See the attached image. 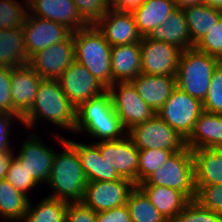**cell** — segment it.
Instances as JSON below:
<instances>
[{
	"label": "cell",
	"mask_w": 222,
	"mask_h": 222,
	"mask_svg": "<svg viewBox=\"0 0 222 222\" xmlns=\"http://www.w3.org/2000/svg\"><path fill=\"white\" fill-rule=\"evenodd\" d=\"M82 20L95 25L109 10L108 0H72Z\"/></svg>",
	"instance_id": "obj_36"
},
{
	"label": "cell",
	"mask_w": 222,
	"mask_h": 222,
	"mask_svg": "<svg viewBox=\"0 0 222 222\" xmlns=\"http://www.w3.org/2000/svg\"><path fill=\"white\" fill-rule=\"evenodd\" d=\"M221 62L220 59L195 48L183 50L176 74V86L203 102L213 72Z\"/></svg>",
	"instance_id": "obj_5"
},
{
	"label": "cell",
	"mask_w": 222,
	"mask_h": 222,
	"mask_svg": "<svg viewBox=\"0 0 222 222\" xmlns=\"http://www.w3.org/2000/svg\"><path fill=\"white\" fill-rule=\"evenodd\" d=\"M215 149H217L220 153H222V143L218 147H216Z\"/></svg>",
	"instance_id": "obj_49"
},
{
	"label": "cell",
	"mask_w": 222,
	"mask_h": 222,
	"mask_svg": "<svg viewBox=\"0 0 222 222\" xmlns=\"http://www.w3.org/2000/svg\"><path fill=\"white\" fill-rule=\"evenodd\" d=\"M141 73L148 75L176 76L182 50L177 46L150 40L140 41Z\"/></svg>",
	"instance_id": "obj_10"
},
{
	"label": "cell",
	"mask_w": 222,
	"mask_h": 222,
	"mask_svg": "<svg viewBox=\"0 0 222 222\" xmlns=\"http://www.w3.org/2000/svg\"><path fill=\"white\" fill-rule=\"evenodd\" d=\"M194 48L222 61V18L194 45Z\"/></svg>",
	"instance_id": "obj_38"
},
{
	"label": "cell",
	"mask_w": 222,
	"mask_h": 222,
	"mask_svg": "<svg viewBox=\"0 0 222 222\" xmlns=\"http://www.w3.org/2000/svg\"><path fill=\"white\" fill-rule=\"evenodd\" d=\"M165 186L182 192L189 200L196 197L194 157L188 147L174 152L163 165L137 186Z\"/></svg>",
	"instance_id": "obj_6"
},
{
	"label": "cell",
	"mask_w": 222,
	"mask_h": 222,
	"mask_svg": "<svg viewBox=\"0 0 222 222\" xmlns=\"http://www.w3.org/2000/svg\"><path fill=\"white\" fill-rule=\"evenodd\" d=\"M22 29L28 58L38 51L66 40L72 34V31L62 24L28 13Z\"/></svg>",
	"instance_id": "obj_15"
},
{
	"label": "cell",
	"mask_w": 222,
	"mask_h": 222,
	"mask_svg": "<svg viewBox=\"0 0 222 222\" xmlns=\"http://www.w3.org/2000/svg\"><path fill=\"white\" fill-rule=\"evenodd\" d=\"M29 197L15 189L6 179L0 180V216L6 220H23Z\"/></svg>",
	"instance_id": "obj_30"
},
{
	"label": "cell",
	"mask_w": 222,
	"mask_h": 222,
	"mask_svg": "<svg viewBox=\"0 0 222 222\" xmlns=\"http://www.w3.org/2000/svg\"><path fill=\"white\" fill-rule=\"evenodd\" d=\"M126 205L131 222H168L138 186L130 191Z\"/></svg>",
	"instance_id": "obj_31"
},
{
	"label": "cell",
	"mask_w": 222,
	"mask_h": 222,
	"mask_svg": "<svg viewBox=\"0 0 222 222\" xmlns=\"http://www.w3.org/2000/svg\"><path fill=\"white\" fill-rule=\"evenodd\" d=\"M42 77L28 64L12 68L11 97L14 108L24 116L33 106Z\"/></svg>",
	"instance_id": "obj_19"
},
{
	"label": "cell",
	"mask_w": 222,
	"mask_h": 222,
	"mask_svg": "<svg viewBox=\"0 0 222 222\" xmlns=\"http://www.w3.org/2000/svg\"><path fill=\"white\" fill-rule=\"evenodd\" d=\"M197 200L206 209L222 215V184L195 185Z\"/></svg>",
	"instance_id": "obj_39"
},
{
	"label": "cell",
	"mask_w": 222,
	"mask_h": 222,
	"mask_svg": "<svg viewBox=\"0 0 222 222\" xmlns=\"http://www.w3.org/2000/svg\"><path fill=\"white\" fill-rule=\"evenodd\" d=\"M174 152L177 151L163 149L139 150L138 184L160 168Z\"/></svg>",
	"instance_id": "obj_33"
},
{
	"label": "cell",
	"mask_w": 222,
	"mask_h": 222,
	"mask_svg": "<svg viewBox=\"0 0 222 222\" xmlns=\"http://www.w3.org/2000/svg\"><path fill=\"white\" fill-rule=\"evenodd\" d=\"M171 222H222V215L206 209L193 199Z\"/></svg>",
	"instance_id": "obj_35"
},
{
	"label": "cell",
	"mask_w": 222,
	"mask_h": 222,
	"mask_svg": "<svg viewBox=\"0 0 222 222\" xmlns=\"http://www.w3.org/2000/svg\"><path fill=\"white\" fill-rule=\"evenodd\" d=\"M95 26L111 46L135 44L142 40L132 13L110 9Z\"/></svg>",
	"instance_id": "obj_16"
},
{
	"label": "cell",
	"mask_w": 222,
	"mask_h": 222,
	"mask_svg": "<svg viewBox=\"0 0 222 222\" xmlns=\"http://www.w3.org/2000/svg\"><path fill=\"white\" fill-rule=\"evenodd\" d=\"M146 37L175 45L182 51L194 48L183 8L174 10L163 24L155 27Z\"/></svg>",
	"instance_id": "obj_24"
},
{
	"label": "cell",
	"mask_w": 222,
	"mask_h": 222,
	"mask_svg": "<svg viewBox=\"0 0 222 222\" xmlns=\"http://www.w3.org/2000/svg\"><path fill=\"white\" fill-rule=\"evenodd\" d=\"M138 150L163 149L181 151L186 139L170 127L157 114L145 122L135 125L126 133Z\"/></svg>",
	"instance_id": "obj_7"
},
{
	"label": "cell",
	"mask_w": 222,
	"mask_h": 222,
	"mask_svg": "<svg viewBox=\"0 0 222 222\" xmlns=\"http://www.w3.org/2000/svg\"><path fill=\"white\" fill-rule=\"evenodd\" d=\"M17 118V119H16ZM18 120L17 116L14 115H4L0 113V154L7 153L11 151V147H9V139L8 136L11 133L10 123L11 120Z\"/></svg>",
	"instance_id": "obj_44"
},
{
	"label": "cell",
	"mask_w": 222,
	"mask_h": 222,
	"mask_svg": "<svg viewBox=\"0 0 222 222\" xmlns=\"http://www.w3.org/2000/svg\"><path fill=\"white\" fill-rule=\"evenodd\" d=\"M131 83L140 98L155 112L164 105L176 87V76L140 73Z\"/></svg>",
	"instance_id": "obj_20"
},
{
	"label": "cell",
	"mask_w": 222,
	"mask_h": 222,
	"mask_svg": "<svg viewBox=\"0 0 222 222\" xmlns=\"http://www.w3.org/2000/svg\"><path fill=\"white\" fill-rule=\"evenodd\" d=\"M70 103L77 109L81 104L101 95L107 88L76 60L57 79Z\"/></svg>",
	"instance_id": "obj_13"
},
{
	"label": "cell",
	"mask_w": 222,
	"mask_h": 222,
	"mask_svg": "<svg viewBox=\"0 0 222 222\" xmlns=\"http://www.w3.org/2000/svg\"><path fill=\"white\" fill-rule=\"evenodd\" d=\"M143 1L145 0H108V4L110 9L133 13L141 7Z\"/></svg>",
	"instance_id": "obj_45"
},
{
	"label": "cell",
	"mask_w": 222,
	"mask_h": 222,
	"mask_svg": "<svg viewBox=\"0 0 222 222\" xmlns=\"http://www.w3.org/2000/svg\"><path fill=\"white\" fill-rule=\"evenodd\" d=\"M106 161L125 179L138 185L139 150L126 135L119 140L98 141L95 143Z\"/></svg>",
	"instance_id": "obj_14"
},
{
	"label": "cell",
	"mask_w": 222,
	"mask_h": 222,
	"mask_svg": "<svg viewBox=\"0 0 222 222\" xmlns=\"http://www.w3.org/2000/svg\"><path fill=\"white\" fill-rule=\"evenodd\" d=\"M193 46L222 18V11L204 3L183 8Z\"/></svg>",
	"instance_id": "obj_29"
},
{
	"label": "cell",
	"mask_w": 222,
	"mask_h": 222,
	"mask_svg": "<svg viewBox=\"0 0 222 222\" xmlns=\"http://www.w3.org/2000/svg\"><path fill=\"white\" fill-rule=\"evenodd\" d=\"M195 185L222 184V153L215 148L192 151Z\"/></svg>",
	"instance_id": "obj_26"
},
{
	"label": "cell",
	"mask_w": 222,
	"mask_h": 222,
	"mask_svg": "<svg viewBox=\"0 0 222 222\" xmlns=\"http://www.w3.org/2000/svg\"><path fill=\"white\" fill-rule=\"evenodd\" d=\"M202 112L203 103L176 86L156 114L187 139Z\"/></svg>",
	"instance_id": "obj_8"
},
{
	"label": "cell",
	"mask_w": 222,
	"mask_h": 222,
	"mask_svg": "<svg viewBox=\"0 0 222 222\" xmlns=\"http://www.w3.org/2000/svg\"><path fill=\"white\" fill-rule=\"evenodd\" d=\"M138 187L168 222H171L190 201L182 192L169 187L157 185Z\"/></svg>",
	"instance_id": "obj_27"
},
{
	"label": "cell",
	"mask_w": 222,
	"mask_h": 222,
	"mask_svg": "<svg viewBox=\"0 0 222 222\" xmlns=\"http://www.w3.org/2000/svg\"><path fill=\"white\" fill-rule=\"evenodd\" d=\"M111 72L112 84L136 78L141 73L140 43L112 46Z\"/></svg>",
	"instance_id": "obj_22"
},
{
	"label": "cell",
	"mask_w": 222,
	"mask_h": 222,
	"mask_svg": "<svg viewBox=\"0 0 222 222\" xmlns=\"http://www.w3.org/2000/svg\"><path fill=\"white\" fill-rule=\"evenodd\" d=\"M135 184L121 178L115 181L87 182L82 203L96 213L126 205L130 191Z\"/></svg>",
	"instance_id": "obj_11"
},
{
	"label": "cell",
	"mask_w": 222,
	"mask_h": 222,
	"mask_svg": "<svg viewBox=\"0 0 222 222\" xmlns=\"http://www.w3.org/2000/svg\"><path fill=\"white\" fill-rule=\"evenodd\" d=\"M202 103L203 111L222 114V62L213 72L209 90Z\"/></svg>",
	"instance_id": "obj_37"
},
{
	"label": "cell",
	"mask_w": 222,
	"mask_h": 222,
	"mask_svg": "<svg viewBox=\"0 0 222 222\" xmlns=\"http://www.w3.org/2000/svg\"><path fill=\"white\" fill-rule=\"evenodd\" d=\"M116 86L118 91H116ZM107 90L110 92L115 113L127 131L135 125L151 119L156 114L140 98L131 82L113 83Z\"/></svg>",
	"instance_id": "obj_9"
},
{
	"label": "cell",
	"mask_w": 222,
	"mask_h": 222,
	"mask_svg": "<svg viewBox=\"0 0 222 222\" xmlns=\"http://www.w3.org/2000/svg\"><path fill=\"white\" fill-rule=\"evenodd\" d=\"M11 75L12 68L0 67V113L4 115H14L21 120L23 116L14 108L12 102Z\"/></svg>",
	"instance_id": "obj_41"
},
{
	"label": "cell",
	"mask_w": 222,
	"mask_h": 222,
	"mask_svg": "<svg viewBox=\"0 0 222 222\" xmlns=\"http://www.w3.org/2000/svg\"><path fill=\"white\" fill-rule=\"evenodd\" d=\"M32 16L52 20L76 32L88 25L80 17L72 0H25Z\"/></svg>",
	"instance_id": "obj_18"
},
{
	"label": "cell",
	"mask_w": 222,
	"mask_h": 222,
	"mask_svg": "<svg viewBox=\"0 0 222 222\" xmlns=\"http://www.w3.org/2000/svg\"><path fill=\"white\" fill-rule=\"evenodd\" d=\"M75 60L107 89L112 85L111 49L95 25L73 32Z\"/></svg>",
	"instance_id": "obj_4"
},
{
	"label": "cell",
	"mask_w": 222,
	"mask_h": 222,
	"mask_svg": "<svg viewBox=\"0 0 222 222\" xmlns=\"http://www.w3.org/2000/svg\"><path fill=\"white\" fill-rule=\"evenodd\" d=\"M15 189L19 190L23 194L31 188L37 186V182L28 174L24 167H22L20 161L13 156L9 170L5 178Z\"/></svg>",
	"instance_id": "obj_40"
},
{
	"label": "cell",
	"mask_w": 222,
	"mask_h": 222,
	"mask_svg": "<svg viewBox=\"0 0 222 222\" xmlns=\"http://www.w3.org/2000/svg\"><path fill=\"white\" fill-rule=\"evenodd\" d=\"M44 119L74 131L76 124V108L70 103L62 91L57 79H42L31 109L22 117L25 127H34L38 119Z\"/></svg>",
	"instance_id": "obj_2"
},
{
	"label": "cell",
	"mask_w": 222,
	"mask_h": 222,
	"mask_svg": "<svg viewBox=\"0 0 222 222\" xmlns=\"http://www.w3.org/2000/svg\"><path fill=\"white\" fill-rule=\"evenodd\" d=\"M176 9V3L173 0H145L132 15L139 33L144 37L155 27L163 24Z\"/></svg>",
	"instance_id": "obj_25"
},
{
	"label": "cell",
	"mask_w": 222,
	"mask_h": 222,
	"mask_svg": "<svg viewBox=\"0 0 222 222\" xmlns=\"http://www.w3.org/2000/svg\"><path fill=\"white\" fill-rule=\"evenodd\" d=\"M28 63L23 29H0V67L14 68Z\"/></svg>",
	"instance_id": "obj_28"
},
{
	"label": "cell",
	"mask_w": 222,
	"mask_h": 222,
	"mask_svg": "<svg viewBox=\"0 0 222 222\" xmlns=\"http://www.w3.org/2000/svg\"><path fill=\"white\" fill-rule=\"evenodd\" d=\"M97 222H131L128 206L98 212Z\"/></svg>",
	"instance_id": "obj_43"
},
{
	"label": "cell",
	"mask_w": 222,
	"mask_h": 222,
	"mask_svg": "<svg viewBox=\"0 0 222 222\" xmlns=\"http://www.w3.org/2000/svg\"><path fill=\"white\" fill-rule=\"evenodd\" d=\"M65 222H97V213L82 202L68 203Z\"/></svg>",
	"instance_id": "obj_42"
},
{
	"label": "cell",
	"mask_w": 222,
	"mask_h": 222,
	"mask_svg": "<svg viewBox=\"0 0 222 222\" xmlns=\"http://www.w3.org/2000/svg\"><path fill=\"white\" fill-rule=\"evenodd\" d=\"M18 156H15L28 174L40 185L47 183L54 161L55 152L42 144L35 134L28 136Z\"/></svg>",
	"instance_id": "obj_17"
},
{
	"label": "cell",
	"mask_w": 222,
	"mask_h": 222,
	"mask_svg": "<svg viewBox=\"0 0 222 222\" xmlns=\"http://www.w3.org/2000/svg\"><path fill=\"white\" fill-rule=\"evenodd\" d=\"M13 156L14 154L12 150L7 153L0 154V180L6 178Z\"/></svg>",
	"instance_id": "obj_46"
},
{
	"label": "cell",
	"mask_w": 222,
	"mask_h": 222,
	"mask_svg": "<svg viewBox=\"0 0 222 222\" xmlns=\"http://www.w3.org/2000/svg\"><path fill=\"white\" fill-rule=\"evenodd\" d=\"M75 131H87L90 136L101 139V141L119 140L126 135L127 132L115 113L108 90L91 98L76 109Z\"/></svg>",
	"instance_id": "obj_3"
},
{
	"label": "cell",
	"mask_w": 222,
	"mask_h": 222,
	"mask_svg": "<svg viewBox=\"0 0 222 222\" xmlns=\"http://www.w3.org/2000/svg\"><path fill=\"white\" fill-rule=\"evenodd\" d=\"M74 61L75 45L72 32L66 40L33 54L28 65L42 79H58Z\"/></svg>",
	"instance_id": "obj_12"
},
{
	"label": "cell",
	"mask_w": 222,
	"mask_h": 222,
	"mask_svg": "<svg viewBox=\"0 0 222 222\" xmlns=\"http://www.w3.org/2000/svg\"><path fill=\"white\" fill-rule=\"evenodd\" d=\"M203 3L222 11V0H203Z\"/></svg>",
	"instance_id": "obj_48"
},
{
	"label": "cell",
	"mask_w": 222,
	"mask_h": 222,
	"mask_svg": "<svg viewBox=\"0 0 222 222\" xmlns=\"http://www.w3.org/2000/svg\"><path fill=\"white\" fill-rule=\"evenodd\" d=\"M177 8H184L190 5L202 4L203 0H173Z\"/></svg>",
	"instance_id": "obj_47"
},
{
	"label": "cell",
	"mask_w": 222,
	"mask_h": 222,
	"mask_svg": "<svg viewBox=\"0 0 222 222\" xmlns=\"http://www.w3.org/2000/svg\"><path fill=\"white\" fill-rule=\"evenodd\" d=\"M58 141L63 144V152L54 156L51 173L47 184L55 190L49 198L58 199L66 203L82 202L87 178L76 149L63 138Z\"/></svg>",
	"instance_id": "obj_1"
},
{
	"label": "cell",
	"mask_w": 222,
	"mask_h": 222,
	"mask_svg": "<svg viewBox=\"0 0 222 222\" xmlns=\"http://www.w3.org/2000/svg\"><path fill=\"white\" fill-rule=\"evenodd\" d=\"M67 141L76 149L88 182H109L122 178L106 159H103L95 142L88 146L70 139Z\"/></svg>",
	"instance_id": "obj_21"
},
{
	"label": "cell",
	"mask_w": 222,
	"mask_h": 222,
	"mask_svg": "<svg viewBox=\"0 0 222 222\" xmlns=\"http://www.w3.org/2000/svg\"><path fill=\"white\" fill-rule=\"evenodd\" d=\"M27 10L15 0H0V29L22 28Z\"/></svg>",
	"instance_id": "obj_34"
},
{
	"label": "cell",
	"mask_w": 222,
	"mask_h": 222,
	"mask_svg": "<svg viewBox=\"0 0 222 222\" xmlns=\"http://www.w3.org/2000/svg\"><path fill=\"white\" fill-rule=\"evenodd\" d=\"M68 203L58 199L46 197L36 207L31 208L29 201L24 222H65ZM25 219V220H24Z\"/></svg>",
	"instance_id": "obj_32"
},
{
	"label": "cell",
	"mask_w": 222,
	"mask_h": 222,
	"mask_svg": "<svg viewBox=\"0 0 222 222\" xmlns=\"http://www.w3.org/2000/svg\"><path fill=\"white\" fill-rule=\"evenodd\" d=\"M222 143V114L203 111L186 139L190 150L216 148Z\"/></svg>",
	"instance_id": "obj_23"
}]
</instances>
